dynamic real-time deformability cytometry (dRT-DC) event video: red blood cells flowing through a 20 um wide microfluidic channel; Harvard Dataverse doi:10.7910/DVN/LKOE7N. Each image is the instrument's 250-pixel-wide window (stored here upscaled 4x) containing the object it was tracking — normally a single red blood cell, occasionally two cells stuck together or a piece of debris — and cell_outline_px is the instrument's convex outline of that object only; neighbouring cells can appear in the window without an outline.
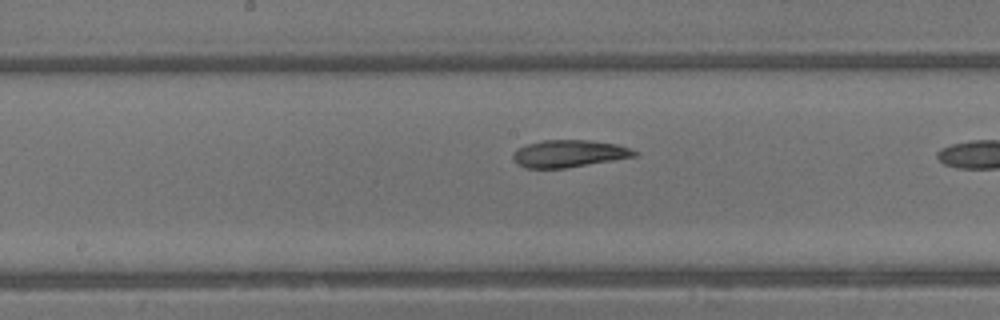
{"species": "common noctule bat (a hibernating species)", "species_latin": "Nyctalus noctula", "temperature_condition": "warm", "stored_images_in_passage": 21, "camera_frame_rate_fps": 3000, "um_per_image_px": 0.085, "animal": {"sex": "male", "body_mass_g": 13.3}, "frame": {"image": 1, "passage_image": 10, "time_ms": 3.0, "image_size_px": [1000, 320], "cell_outline_px": [[640, 152], [636, 156], [564, 168], [524, 168], [516, 164], [512, 160], [512, 156], [516, 148], [528, 144], [544, 140], [592, 140], [616, 144]], "centroid_in_image_um": [48.31, 13.05], "position_along_channel_um": 199.9, "area_um2": 19.25}}
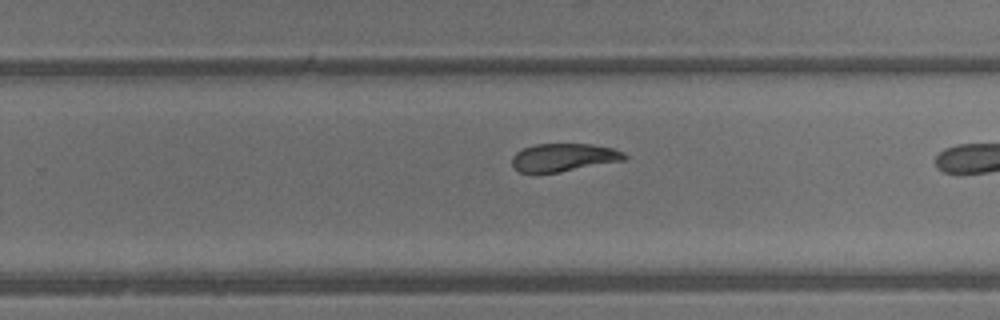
{"frame": {"image": 2, "passage_image": 15, "time_ms": 4.667, "image_size_px": [1000, 320], "cell_outline_px": [[628, 160], [560, 172], [536, 176], [520, 172], [512, 168], [512, 156], [516, 152], [524, 148], [536, 144], [592, 144], [612, 148], [624, 152], [628, 156]], "centroid_in_image_um": [47.89, 13.42], "position_along_channel_um": 281.9, "area_um2": 19.07}}
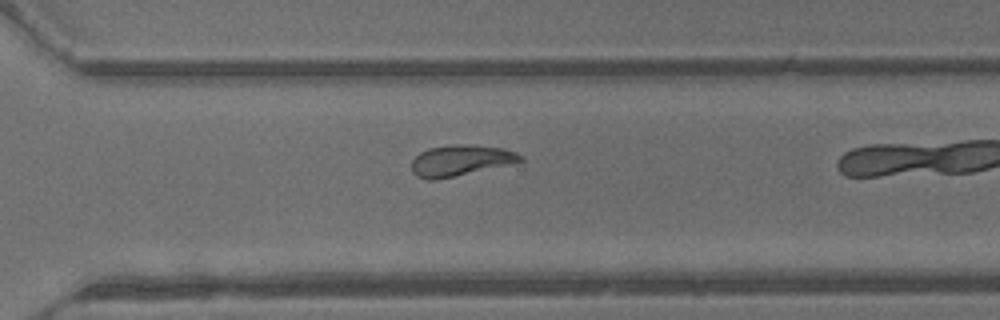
{"frame": {"image": 3, "passage_image": 18, "time_ms": 5.667, "image_size_px": [1000, 320], "cell_outline_px": [[524, 160], [452, 176], [432, 180], [428, 180], [416, 176], [412, 172], [412, 160], [420, 152], [428, 148], [456, 144], [464, 144], [504, 148], [516, 152], [524, 156]], "centroid_in_image_um": [39.11, 13.62], "position_along_channel_um": 331.5, "area_um2": 19.13}}